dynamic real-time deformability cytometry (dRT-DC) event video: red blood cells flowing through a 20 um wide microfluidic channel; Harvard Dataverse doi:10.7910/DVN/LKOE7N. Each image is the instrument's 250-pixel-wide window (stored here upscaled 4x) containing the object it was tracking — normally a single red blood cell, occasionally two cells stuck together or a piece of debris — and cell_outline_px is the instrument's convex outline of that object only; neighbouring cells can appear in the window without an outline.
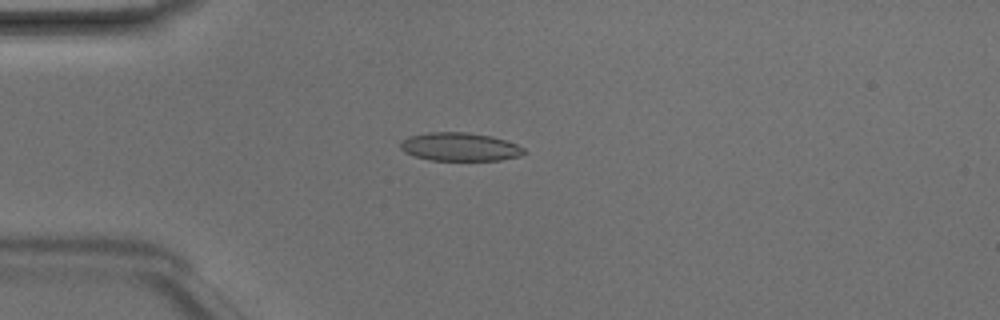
{"species": "Egyptian fruit bat (a non-hibernating species)", "species_latin": "Rousettus aegyptiacus", "temperature_condition": "room temperature", "stored_images_in_passage": 48, "camera_frame_rate_fps": 3000, "um_per_image_px": 0.085, "animal": {"sex": "male"}, "frame": {"image": 1, "passage_image": 13, "time_ms": 4.0, "image_size_px": [1000, 320], "cell_outline_px": [[528, 152], [520, 156], [500, 160], [432, 160], [416, 156], [404, 152], [400, 148], [400, 144], [408, 136], [428, 132], [468, 132], [492, 136], [516, 144], [524, 148]], "centroid_in_image_um": [39.11, 12.47], "position_along_channel_um": 45.9, "area_um2": 20.4}}
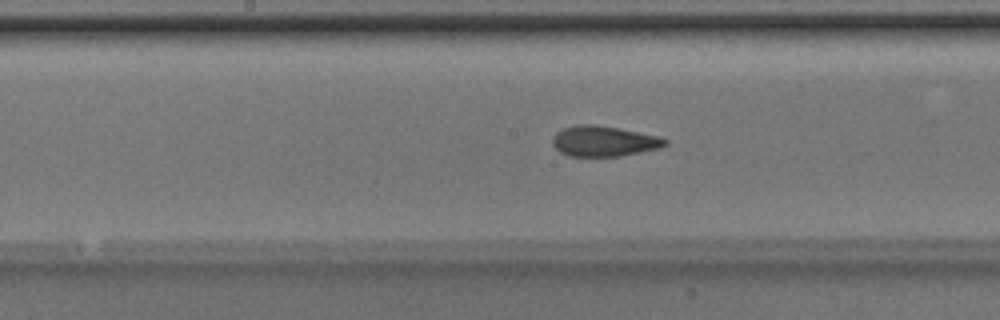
{"frame": {"image": 2, "passage_image": 25, "time_ms": 8.0, "image_size_px": [1000, 320], "cell_outline_px": [[668, 144], [660, 148], [620, 156], [568, 156], [560, 152], [552, 144], [552, 136], [556, 132], [564, 128], [576, 124], [596, 124], [660, 136], [668, 140]], "centroid_in_image_um": [51.32, 11.99], "position_along_channel_um": 196.9, "area_um2": 20.11}}
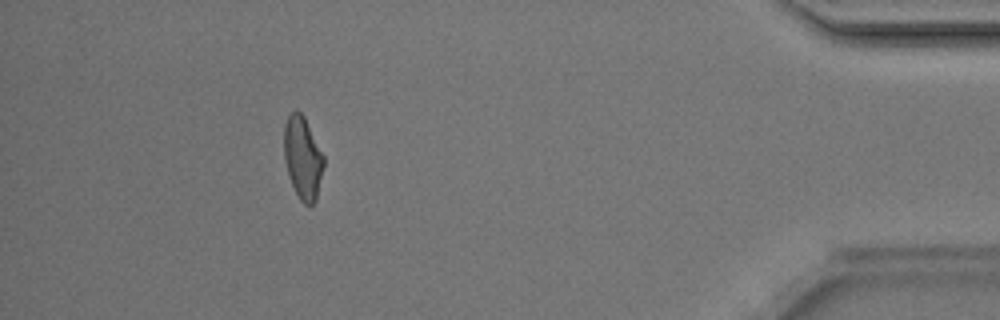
{"frame": {"image": 3, "passage_image": 44, "time_ms": 14.333, "image_size_px": [1000, 320], "cell_outline_px": [[324, 164], [316, 200], [308, 208], [300, 200], [292, 184], [284, 160], [284, 124], [288, 116], [296, 108], [304, 116], [324, 156]], "centroid_in_image_um": [25.73, 13.41], "position_along_channel_um": 409.5, "area_um2": 19.07}, "authors_computed_cell_mechanics": {"area_um2": 20.1722, "velocity_mm_per_s": 4.2148, "shape_relaxation_time_tau1_ms": 2.5132, "shape_relaxation_time_tau2_ms": 1.6293, "deformation_change_tau1": 0.1347, "deformation_change_tau2": 0.088}}